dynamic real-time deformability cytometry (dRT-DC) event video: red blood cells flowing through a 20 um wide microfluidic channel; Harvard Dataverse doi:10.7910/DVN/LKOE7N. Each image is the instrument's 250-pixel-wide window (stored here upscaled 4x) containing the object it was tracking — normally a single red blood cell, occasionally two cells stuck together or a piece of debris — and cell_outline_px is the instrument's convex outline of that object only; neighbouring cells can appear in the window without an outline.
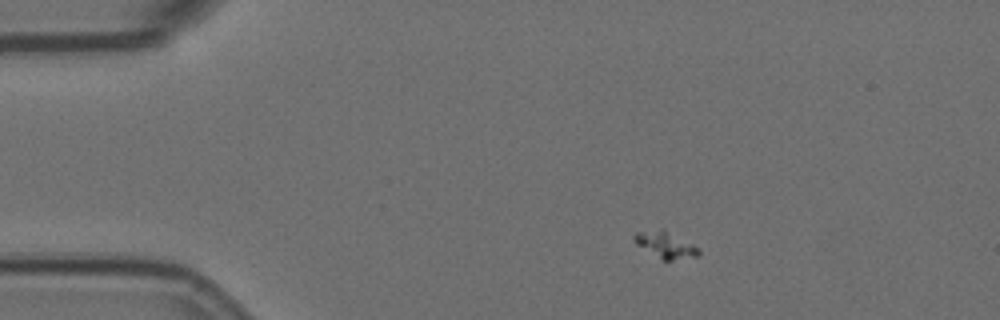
{"species": "Egyptian fruit bat (a non-hibernating species)", "species_latin": "Rousettus aegyptiacus", "temperature_condition": "room temperature", "stored_images_in_passage": 4, "camera_frame_rate_fps": 3000, "um_per_image_px": 0.085, "animal": {"sex": "female"}, "frame": {"image": 1, "passage_image": 2, "time_ms": 0.333, "image_size_px": [1000, 320], "cell_outline_px": [[700, 256], [672, 260], [664, 260], [636, 244], [632, 240], [632, 236], [636, 232], [660, 228], [664, 228], [700, 248]], "centroid_in_image_um": [56.58, 20.78], "position_along_channel_um": 28.4, "area_um2": 10.06}}